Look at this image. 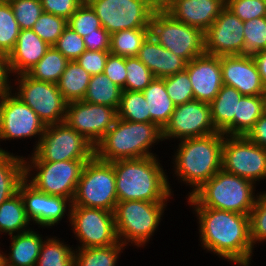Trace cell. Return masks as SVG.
<instances>
[{
    "instance_id": "obj_1",
    "label": "cell",
    "mask_w": 266,
    "mask_h": 266,
    "mask_svg": "<svg viewBox=\"0 0 266 266\" xmlns=\"http://www.w3.org/2000/svg\"><path fill=\"white\" fill-rule=\"evenodd\" d=\"M193 209L199 217L202 247L238 266H249L254 248L249 215L211 208Z\"/></svg>"
},
{
    "instance_id": "obj_2",
    "label": "cell",
    "mask_w": 266,
    "mask_h": 266,
    "mask_svg": "<svg viewBox=\"0 0 266 266\" xmlns=\"http://www.w3.org/2000/svg\"><path fill=\"white\" fill-rule=\"evenodd\" d=\"M156 156L112 162L118 202H167L172 192Z\"/></svg>"
},
{
    "instance_id": "obj_3",
    "label": "cell",
    "mask_w": 266,
    "mask_h": 266,
    "mask_svg": "<svg viewBox=\"0 0 266 266\" xmlns=\"http://www.w3.org/2000/svg\"><path fill=\"white\" fill-rule=\"evenodd\" d=\"M223 140L221 132L179 140L174 174L192 185L189 196L222 169Z\"/></svg>"
},
{
    "instance_id": "obj_4",
    "label": "cell",
    "mask_w": 266,
    "mask_h": 266,
    "mask_svg": "<svg viewBox=\"0 0 266 266\" xmlns=\"http://www.w3.org/2000/svg\"><path fill=\"white\" fill-rule=\"evenodd\" d=\"M160 140L163 141L162 130L156 124L117 118L94 147V155L107 162L150 157L154 154L149 152V148Z\"/></svg>"
},
{
    "instance_id": "obj_5",
    "label": "cell",
    "mask_w": 266,
    "mask_h": 266,
    "mask_svg": "<svg viewBox=\"0 0 266 266\" xmlns=\"http://www.w3.org/2000/svg\"><path fill=\"white\" fill-rule=\"evenodd\" d=\"M254 183L220 169L207 182L188 196L195 208H211L249 215L257 195Z\"/></svg>"
},
{
    "instance_id": "obj_6",
    "label": "cell",
    "mask_w": 266,
    "mask_h": 266,
    "mask_svg": "<svg viewBox=\"0 0 266 266\" xmlns=\"http://www.w3.org/2000/svg\"><path fill=\"white\" fill-rule=\"evenodd\" d=\"M117 203L112 162L93 155L83 167L71 207L101 208L114 212Z\"/></svg>"
},
{
    "instance_id": "obj_7",
    "label": "cell",
    "mask_w": 266,
    "mask_h": 266,
    "mask_svg": "<svg viewBox=\"0 0 266 266\" xmlns=\"http://www.w3.org/2000/svg\"><path fill=\"white\" fill-rule=\"evenodd\" d=\"M165 204L148 201L118 202L114 219L119 242L124 246L128 242L138 247L146 244L159 225Z\"/></svg>"
},
{
    "instance_id": "obj_8",
    "label": "cell",
    "mask_w": 266,
    "mask_h": 266,
    "mask_svg": "<svg viewBox=\"0 0 266 266\" xmlns=\"http://www.w3.org/2000/svg\"><path fill=\"white\" fill-rule=\"evenodd\" d=\"M150 34L162 47L187 62L205 53L204 32L175 20L166 11H154L150 19Z\"/></svg>"
},
{
    "instance_id": "obj_9",
    "label": "cell",
    "mask_w": 266,
    "mask_h": 266,
    "mask_svg": "<svg viewBox=\"0 0 266 266\" xmlns=\"http://www.w3.org/2000/svg\"><path fill=\"white\" fill-rule=\"evenodd\" d=\"M94 146L66 122L47 125L30 161L89 160Z\"/></svg>"
},
{
    "instance_id": "obj_10",
    "label": "cell",
    "mask_w": 266,
    "mask_h": 266,
    "mask_svg": "<svg viewBox=\"0 0 266 266\" xmlns=\"http://www.w3.org/2000/svg\"><path fill=\"white\" fill-rule=\"evenodd\" d=\"M88 160L57 162L24 160L25 179L38 191L73 201L83 167ZM31 164V165H30ZM32 167L36 170L30 178ZM29 176V177H28ZM29 179V180H28Z\"/></svg>"
},
{
    "instance_id": "obj_11",
    "label": "cell",
    "mask_w": 266,
    "mask_h": 266,
    "mask_svg": "<svg viewBox=\"0 0 266 266\" xmlns=\"http://www.w3.org/2000/svg\"><path fill=\"white\" fill-rule=\"evenodd\" d=\"M17 81L19 87L15 96L32 108L45 126L65 120L68 102L57 84L35 80L26 73L18 74Z\"/></svg>"
},
{
    "instance_id": "obj_12",
    "label": "cell",
    "mask_w": 266,
    "mask_h": 266,
    "mask_svg": "<svg viewBox=\"0 0 266 266\" xmlns=\"http://www.w3.org/2000/svg\"><path fill=\"white\" fill-rule=\"evenodd\" d=\"M222 169L255 184L259 179L266 178V148L253 143L244 135H225Z\"/></svg>"
},
{
    "instance_id": "obj_13",
    "label": "cell",
    "mask_w": 266,
    "mask_h": 266,
    "mask_svg": "<svg viewBox=\"0 0 266 266\" xmlns=\"http://www.w3.org/2000/svg\"><path fill=\"white\" fill-rule=\"evenodd\" d=\"M68 218L82 248L106 247L119 242L114 212L101 208L71 207Z\"/></svg>"
},
{
    "instance_id": "obj_14",
    "label": "cell",
    "mask_w": 266,
    "mask_h": 266,
    "mask_svg": "<svg viewBox=\"0 0 266 266\" xmlns=\"http://www.w3.org/2000/svg\"><path fill=\"white\" fill-rule=\"evenodd\" d=\"M110 34L136 28H150L154 10L142 0H85Z\"/></svg>"
},
{
    "instance_id": "obj_15",
    "label": "cell",
    "mask_w": 266,
    "mask_h": 266,
    "mask_svg": "<svg viewBox=\"0 0 266 266\" xmlns=\"http://www.w3.org/2000/svg\"><path fill=\"white\" fill-rule=\"evenodd\" d=\"M117 118L116 108L79 100L67 103L64 122L95 147Z\"/></svg>"
},
{
    "instance_id": "obj_16",
    "label": "cell",
    "mask_w": 266,
    "mask_h": 266,
    "mask_svg": "<svg viewBox=\"0 0 266 266\" xmlns=\"http://www.w3.org/2000/svg\"><path fill=\"white\" fill-rule=\"evenodd\" d=\"M211 118L210 104L192 100L177 105L162 129V139L196 138L217 133Z\"/></svg>"
},
{
    "instance_id": "obj_17",
    "label": "cell",
    "mask_w": 266,
    "mask_h": 266,
    "mask_svg": "<svg viewBox=\"0 0 266 266\" xmlns=\"http://www.w3.org/2000/svg\"><path fill=\"white\" fill-rule=\"evenodd\" d=\"M11 91L4 93L0 105V139L42 137L45 124L27 104Z\"/></svg>"
},
{
    "instance_id": "obj_18",
    "label": "cell",
    "mask_w": 266,
    "mask_h": 266,
    "mask_svg": "<svg viewBox=\"0 0 266 266\" xmlns=\"http://www.w3.org/2000/svg\"><path fill=\"white\" fill-rule=\"evenodd\" d=\"M244 22L226 6L204 32L205 53L216 56L243 55Z\"/></svg>"
},
{
    "instance_id": "obj_19",
    "label": "cell",
    "mask_w": 266,
    "mask_h": 266,
    "mask_svg": "<svg viewBox=\"0 0 266 266\" xmlns=\"http://www.w3.org/2000/svg\"><path fill=\"white\" fill-rule=\"evenodd\" d=\"M18 192L24 201L27 217L36 225L50 227L62 220L66 213L67 204L71 208L72 201L61 196H53L38 191L24 179L19 185ZM67 203V204H66Z\"/></svg>"
},
{
    "instance_id": "obj_20",
    "label": "cell",
    "mask_w": 266,
    "mask_h": 266,
    "mask_svg": "<svg viewBox=\"0 0 266 266\" xmlns=\"http://www.w3.org/2000/svg\"><path fill=\"white\" fill-rule=\"evenodd\" d=\"M223 85L238 90L242 95H262L265 89L257 64L249 55L220 56Z\"/></svg>"
},
{
    "instance_id": "obj_21",
    "label": "cell",
    "mask_w": 266,
    "mask_h": 266,
    "mask_svg": "<svg viewBox=\"0 0 266 266\" xmlns=\"http://www.w3.org/2000/svg\"><path fill=\"white\" fill-rule=\"evenodd\" d=\"M194 100L210 103L223 86L220 56L204 53L187 63Z\"/></svg>"
},
{
    "instance_id": "obj_22",
    "label": "cell",
    "mask_w": 266,
    "mask_h": 266,
    "mask_svg": "<svg viewBox=\"0 0 266 266\" xmlns=\"http://www.w3.org/2000/svg\"><path fill=\"white\" fill-rule=\"evenodd\" d=\"M226 6V0H169L167 9L175 20L205 32Z\"/></svg>"
},
{
    "instance_id": "obj_23",
    "label": "cell",
    "mask_w": 266,
    "mask_h": 266,
    "mask_svg": "<svg viewBox=\"0 0 266 266\" xmlns=\"http://www.w3.org/2000/svg\"><path fill=\"white\" fill-rule=\"evenodd\" d=\"M137 58L144 63L155 78H165L186 70L187 61L162 47L151 34L139 49Z\"/></svg>"
},
{
    "instance_id": "obj_24",
    "label": "cell",
    "mask_w": 266,
    "mask_h": 266,
    "mask_svg": "<svg viewBox=\"0 0 266 266\" xmlns=\"http://www.w3.org/2000/svg\"><path fill=\"white\" fill-rule=\"evenodd\" d=\"M49 48L32 29L20 30L15 47L7 56L10 74L27 73Z\"/></svg>"
},
{
    "instance_id": "obj_25",
    "label": "cell",
    "mask_w": 266,
    "mask_h": 266,
    "mask_svg": "<svg viewBox=\"0 0 266 266\" xmlns=\"http://www.w3.org/2000/svg\"><path fill=\"white\" fill-rule=\"evenodd\" d=\"M243 96L235 88L223 85L217 96L209 103L212 122L218 132L234 136V115H237L238 101Z\"/></svg>"
},
{
    "instance_id": "obj_26",
    "label": "cell",
    "mask_w": 266,
    "mask_h": 266,
    "mask_svg": "<svg viewBox=\"0 0 266 266\" xmlns=\"http://www.w3.org/2000/svg\"><path fill=\"white\" fill-rule=\"evenodd\" d=\"M9 255L5 254V266H36L43 239L32 230L14 234Z\"/></svg>"
},
{
    "instance_id": "obj_27",
    "label": "cell",
    "mask_w": 266,
    "mask_h": 266,
    "mask_svg": "<svg viewBox=\"0 0 266 266\" xmlns=\"http://www.w3.org/2000/svg\"><path fill=\"white\" fill-rule=\"evenodd\" d=\"M142 93L147 101L150 123L162 130L176 107L165 89V78H154Z\"/></svg>"
},
{
    "instance_id": "obj_28",
    "label": "cell",
    "mask_w": 266,
    "mask_h": 266,
    "mask_svg": "<svg viewBox=\"0 0 266 266\" xmlns=\"http://www.w3.org/2000/svg\"><path fill=\"white\" fill-rule=\"evenodd\" d=\"M0 148V205L18 192L25 179L24 158Z\"/></svg>"
},
{
    "instance_id": "obj_29",
    "label": "cell",
    "mask_w": 266,
    "mask_h": 266,
    "mask_svg": "<svg viewBox=\"0 0 266 266\" xmlns=\"http://www.w3.org/2000/svg\"><path fill=\"white\" fill-rule=\"evenodd\" d=\"M90 79L91 75L74 60L68 62L56 84L63 98L69 103L84 99Z\"/></svg>"
},
{
    "instance_id": "obj_30",
    "label": "cell",
    "mask_w": 266,
    "mask_h": 266,
    "mask_svg": "<svg viewBox=\"0 0 266 266\" xmlns=\"http://www.w3.org/2000/svg\"><path fill=\"white\" fill-rule=\"evenodd\" d=\"M30 220L24 206V201L19 192L5 200L0 205V232L12 236L29 231ZM27 227V228H26Z\"/></svg>"
},
{
    "instance_id": "obj_31",
    "label": "cell",
    "mask_w": 266,
    "mask_h": 266,
    "mask_svg": "<svg viewBox=\"0 0 266 266\" xmlns=\"http://www.w3.org/2000/svg\"><path fill=\"white\" fill-rule=\"evenodd\" d=\"M122 91L104 73L92 75L83 101L118 109Z\"/></svg>"
},
{
    "instance_id": "obj_32",
    "label": "cell",
    "mask_w": 266,
    "mask_h": 266,
    "mask_svg": "<svg viewBox=\"0 0 266 266\" xmlns=\"http://www.w3.org/2000/svg\"><path fill=\"white\" fill-rule=\"evenodd\" d=\"M69 60L54 46L46 51L40 61L26 73L29 77L56 84L63 74Z\"/></svg>"
},
{
    "instance_id": "obj_33",
    "label": "cell",
    "mask_w": 266,
    "mask_h": 266,
    "mask_svg": "<svg viewBox=\"0 0 266 266\" xmlns=\"http://www.w3.org/2000/svg\"><path fill=\"white\" fill-rule=\"evenodd\" d=\"M263 114L262 95H244L238 101L237 115H234V136H245Z\"/></svg>"
},
{
    "instance_id": "obj_34",
    "label": "cell",
    "mask_w": 266,
    "mask_h": 266,
    "mask_svg": "<svg viewBox=\"0 0 266 266\" xmlns=\"http://www.w3.org/2000/svg\"><path fill=\"white\" fill-rule=\"evenodd\" d=\"M150 34V28H136L111 34L110 53L121 57H137L142 43Z\"/></svg>"
},
{
    "instance_id": "obj_35",
    "label": "cell",
    "mask_w": 266,
    "mask_h": 266,
    "mask_svg": "<svg viewBox=\"0 0 266 266\" xmlns=\"http://www.w3.org/2000/svg\"><path fill=\"white\" fill-rule=\"evenodd\" d=\"M123 247L124 245L118 242L106 247L78 249L74 251V266H116Z\"/></svg>"
},
{
    "instance_id": "obj_36",
    "label": "cell",
    "mask_w": 266,
    "mask_h": 266,
    "mask_svg": "<svg viewBox=\"0 0 266 266\" xmlns=\"http://www.w3.org/2000/svg\"><path fill=\"white\" fill-rule=\"evenodd\" d=\"M117 117L131 122H150L147 101L141 91H122Z\"/></svg>"
},
{
    "instance_id": "obj_37",
    "label": "cell",
    "mask_w": 266,
    "mask_h": 266,
    "mask_svg": "<svg viewBox=\"0 0 266 266\" xmlns=\"http://www.w3.org/2000/svg\"><path fill=\"white\" fill-rule=\"evenodd\" d=\"M46 240L41 246L36 266H74V250L70 246L56 237Z\"/></svg>"
},
{
    "instance_id": "obj_38",
    "label": "cell",
    "mask_w": 266,
    "mask_h": 266,
    "mask_svg": "<svg viewBox=\"0 0 266 266\" xmlns=\"http://www.w3.org/2000/svg\"><path fill=\"white\" fill-rule=\"evenodd\" d=\"M20 32L10 3L0 0V52L6 54L14 49Z\"/></svg>"
},
{
    "instance_id": "obj_39",
    "label": "cell",
    "mask_w": 266,
    "mask_h": 266,
    "mask_svg": "<svg viewBox=\"0 0 266 266\" xmlns=\"http://www.w3.org/2000/svg\"><path fill=\"white\" fill-rule=\"evenodd\" d=\"M243 55L253 56L266 50V16L244 22Z\"/></svg>"
},
{
    "instance_id": "obj_40",
    "label": "cell",
    "mask_w": 266,
    "mask_h": 266,
    "mask_svg": "<svg viewBox=\"0 0 266 266\" xmlns=\"http://www.w3.org/2000/svg\"><path fill=\"white\" fill-rule=\"evenodd\" d=\"M67 26L66 19L43 12L32 30L49 46H54Z\"/></svg>"
},
{
    "instance_id": "obj_41",
    "label": "cell",
    "mask_w": 266,
    "mask_h": 266,
    "mask_svg": "<svg viewBox=\"0 0 266 266\" xmlns=\"http://www.w3.org/2000/svg\"><path fill=\"white\" fill-rule=\"evenodd\" d=\"M125 90L143 91L155 78L149 68L137 57H125Z\"/></svg>"
},
{
    "instance_id": "obj_42",
    "label": "cell",
    "mask_w": 266,
    "mask_h": 266,
    "mask_svg": "<svg viewBox=\"0 0 266 266\" xmlns=\"http://www.w3.org/2000/svg\"><path fill=\"white\" fill-rule=\"evenodd\" d=\"M67 25L81 37L96 33L97 29L102 28L100 19L86 1L67 20Z\"/></svg>"
},
{
    "instance_id": "obj_43",
    "label": "cell",
    "mask_w": 266,
    "mask_h": 266,
    "mask_svg": "<svg viewBox=\"0 0 266 266\" xmlns=\"http://www.w3.org/2000/svg\"><path fill=\"white\" fill-rule=\"evenodd\" d=\"M165 89L176 106L194 100L192 84L186 70L165 77Z\"/></svg>"
},
{
    "instance_id": "obj_44",
    "label": "cell",
    "mask_w": 266,
    "mask_h": 266,
    "mask_svg": "<svg viewBox=\"0 0 266 266\" xmlns=\"http://www.w3.org/2000/svg\"><path fill=\"white\" fill-rule=\"evenodd\" d=\"M13 10L20 30L32 29L44 12L41 0H7Z\"/></svg>"
},
{
    "instance_id": "obj_45",
    "label": "cell",
    "mask_w": 266,
    "mask_h": 266,
    "mask_svg": "<svg viewBox=\"0 0 266 266\" xmlns=\"http://www.w3.org/2000/svg\"><path fill=\"white\" fill-rule=\"evenodd\" d=\"M250 239L253 246L266 240V193L257 196L255 205L249 214Z\"/></svg>"
},
{
    "instance_id": "obj_46",
    "label": "cell",
    "mask_w": 266,
    "mask_h": 266,
    "mask_svg": "<svg viewBox=\"0 0 266 266\" xmlns=\"http://www.w3.org/2000/svg\"><path fill=\"white\" fill-rule=\"evenodd\" d=\"M54 47L69 61L76 60L86 51L83 38L68 26L62 32Z\"/></svg>"
},
{
    "instance_id": "obj_47",
    "label": "cell",
    "mask_w": 266,
    "mask_h": 266,
    "mask_svg": "<svg viewBox=\"0 0 266 266\" xmlns=\"http://www.w3.org/2000/svg\"><path fill=\"white\" fill-rule=\"evenodd\" d=\"M226 7L243 22L266 16V0H226Z\"/></svg>"
},
{
    "instance_id": "obj_48",
    "label": "cell",
    "mask_w": 266,
    "mask_h": 266,
    "mask_svg": "<svg viewBox=\"0 0 266 266\" xmlns=\"http://www.w3.org/2000/svg\"><path fill=\"white\" fill-rule=\"evenodd\" d=\"M126 72L125 57L109 53L103 73L117 86L122 88L123 91H125Z\"/></svg>"
},
{
    "instance_id": "obj_49",
    "label": "cell",
    "mask_w": 266,
    "mask_h": 266,
    "mask_svg": "<svg viewBox=\"0 0 266 266\" xmlns=\"http://www.w3.org/2000/svg\"><path fill=\"white\" fill-rule=\"evenodd\" d=\"M110 51L86 50L75 61L83 67L91 76L104 72L105 63Z\"/></svg>"
},
{
    "instance_id": "obj_50",
    "label": "cell",
    "mask_w": 266,
    "mask_h": 266,
    "mask_svg": "<svg viewBox=\"0 0 266 266\" xmlns=\"http://www.w3.org/2000/svg\"><path fill=\"white\" fill-rule=\"evenodd\" d=\"M85 0H41L43 11L68 20Z\"/></svg>"
},
{
    "instance_id": "obj_51",
    "label": "cell",
    "mask_w": 266,
    "mask_h": 266,
    "mask_svg": "<svg viewBox=\"0 0 266 266\" xmlns=\"http://www.w3.org/2000/svg\"><path fill=\"white\" fill-rule=\"evenodd\" d=\"M86 50L89 51H110L111 34L103 27L96 30V33L82 37Z\"/></svg>"
},
{
    "instance_id": "obj_52",
    "label": "cell",
    "mask_w": 266,
    "mask_h": 266,
    "mask_svg": "<svg viewBox=\"0 0 266 266\" xmlns=\"http://www.w3.org/2000/svg\"><path fill=\"white\" fill-rule=\"evenodd\" d=\"M245 136L253 143L266 148V113L255 122L254 127Z\"/></svg>"
},
{
    "instance_id": "obj_53",
    "label": "cell",
    "mask_w": 266,
    "mask_h": 266,
    "mask_svg": "<svg viewBox=\"0 0 266 266\" xmlns=\"http://www.w3.org/2000/svg\"><path fill=\"white\" fill-rule=\"evenodd\" d=\"M10 74L8 57L6 54L0 52V92L7 93L12 90L10 86L9 76Z\"/></svg>"
},
{
    "instance_id": "obj_54",
    "label": "cell",
    "mask_w": 266,
    "mask_h": 266,
    "mask_svg": "<svg viewBox=\"0 0 266 266\" xmlns=\"http://www.w3.org/2000/svg\"><path fill=\"white\" fill-rule=\"evenodd\" d=\"M257 64L261 80L266 88V50H262L252 56Z\"/></svg>"
},
{
    "instance_id": "obj_55",
    "label": "cell",
    "mask_w": 266,
    "mask_h": 266,
    "mask_svg": "<svg viewBox=\"0 0 266 266\" xmlns=\"http://www.w3.org/2000/svg\"><path fill=\"white\" fill-rule=\"evenodd\" d=\"M154 11H165L167 9L169 0H142Z\"/></svg>"
},
{
    "instance_id": "obj_56",
    "label": "cell",
    "mask_w": 266,
    "mask_h": 266,
    "mask_svg": "<svg viewBox=\"0 0 266 266\" xmlns=\"http://www.w3.org/2000/svg\"><path fill=\"white\" fill-rule=\"evenodd\" d=\"M262 99H263L264 113H266V88L263 91Z\"/></svg>"
},
{
    "instance_id": "obj_57",
    "label": "cell",
    "mask_w": 266,
    "mask_h": 266,
    "mask_svg": "<svg viewBox=\"0 0 266 266\" xmlns=\"http://www.w3.org/2000/svg\"><path fill=\"white\" fill-rule=\"evenodd\" d=\"M3 253L2 251L0 252V266H5V255L4 254H1Z\"/></svg>"
},
{
    "instance_id": "obj_58",
    "label": "cell",
    "mask_w": 266,
    "mask_h": 266,
    "mask_svg": "<svg viewBox=\"0 0 266 266\" xmlns=\"http://www.w3.org/2000/svg\"><path fill=\"white\" fill-rule=\"evenodd\" d=\"M4 93L0 92V105H1V99Z\"/></svg>"
}]
</instances>
